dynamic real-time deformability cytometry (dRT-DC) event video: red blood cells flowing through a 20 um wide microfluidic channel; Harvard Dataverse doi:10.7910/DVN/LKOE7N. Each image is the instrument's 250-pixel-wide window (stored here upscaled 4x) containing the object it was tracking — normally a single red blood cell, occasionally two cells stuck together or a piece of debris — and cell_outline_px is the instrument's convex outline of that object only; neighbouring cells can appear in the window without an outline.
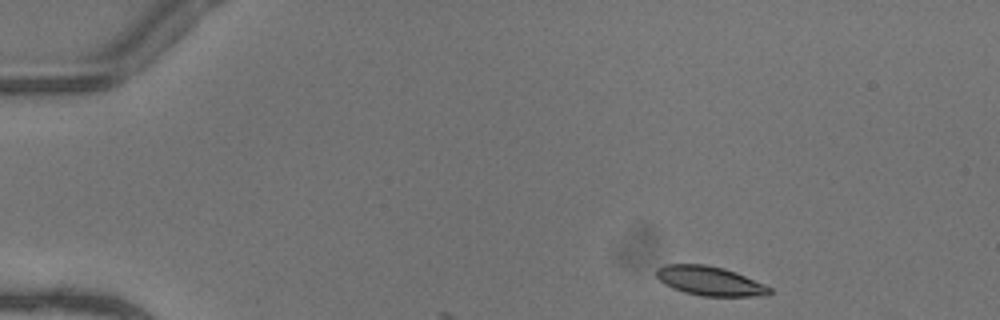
{"species": "common noctule bat (a hibernating species)", "species_latin": "Nyctalus noctula", "temperature_condition": "warm", "stored_images_in_passage": 4, "camera_frame_rate_fps": 3000, "um_per_image_px": 0.085, "animal": {"sex": "female"}, "frame": {"image": 1, "passage_image": 1, "time_ms": 0.0, "image_size_px": [1000, 320], "cell_outline_px": [[772, 292], [768, 296], [700, 296], [684, 292], [672, 288], [664, 284], [656, 276], [656, 268], [664, 264], [704, 264], [724, 268], [736, 272], [764, 284], [772, 288]], "centroid_in_image_um": [60.34, 23.88], "position_along_channel_um": 24.7, "area_um2": 19.48}}